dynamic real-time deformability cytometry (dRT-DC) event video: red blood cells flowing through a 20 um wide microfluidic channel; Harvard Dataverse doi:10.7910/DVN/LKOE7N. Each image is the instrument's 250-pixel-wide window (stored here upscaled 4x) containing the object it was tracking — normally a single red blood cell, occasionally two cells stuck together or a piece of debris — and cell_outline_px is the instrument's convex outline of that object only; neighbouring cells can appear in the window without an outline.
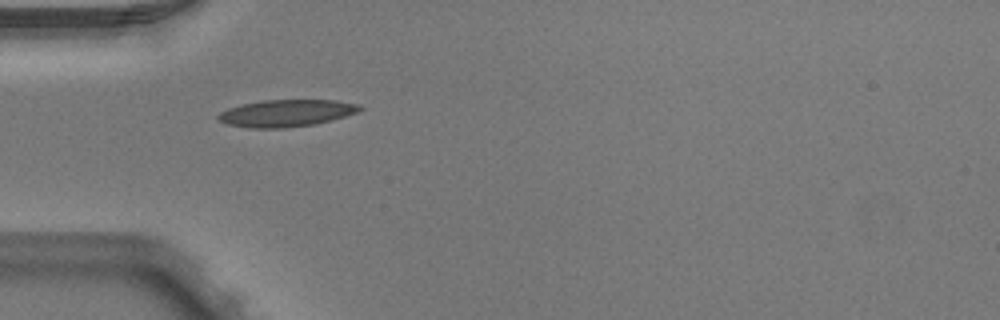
{"species": "Egyptian fruit bat (a non-hibernating species)", "species_latin": "Rousettus aegyptiacus", "temperature_condition": "warm", "stored_images_in_passage": 1, "camera_frame_rate_fps": 3000, "um_per_image_px": 0.085, "animal": {"sex": "male"}, "frame": {"image": 1, "passage_image": 1, "time_ms": 0.0, "image_size_px": [1000, 320], "cell_outline_px": [[364, 108], [356, 112], [332, 120], [316, 124], [284, 128], [252, 128], [228, 124], [220, 120], [216, 116], [220, 112], [228, 108], [244, 104], [264, 100], [336, 100], [360, 104]], "centroid_in_image_um": [24.37, 9.61], "position_along_channel_um": 60.6, "area_um2": 22.2}}